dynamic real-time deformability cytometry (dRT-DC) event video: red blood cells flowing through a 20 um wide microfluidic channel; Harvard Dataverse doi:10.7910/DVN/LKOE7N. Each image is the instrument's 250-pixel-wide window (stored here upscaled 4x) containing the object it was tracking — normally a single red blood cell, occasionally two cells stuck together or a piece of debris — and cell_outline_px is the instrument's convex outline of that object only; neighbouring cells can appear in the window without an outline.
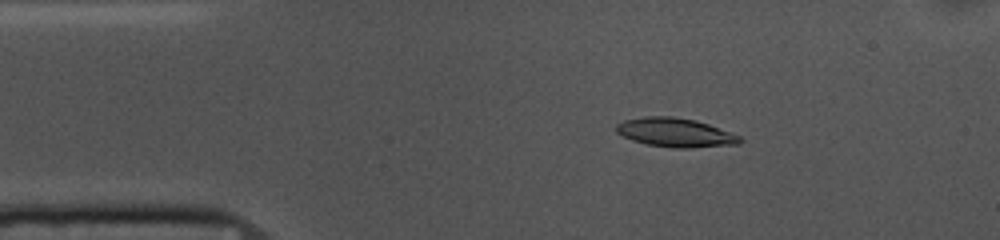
{"species": "common noctule bat (a hibernating species)", "species_latin": "Nyctalus noctula", "temperature_condition": "cold", "stored_images_in_passage": 52, "camera_frame_rate_fps": 3000, "um_per_image_px": 0.085, "animal": {"sex": "female", "body_mass_g": 10.0, "forearm_length_mm": 53.1}, "frame": {"image": 1, "passage_image": 7, "time_ms": 2.0, "image_size_px": [1000, 240], "cell_outline_px": [[744, 140], [740, 144], [688, 148], [680, 148], [648, 144], [632, 140], [616, 132], [616, 124], [624, 120], [644, 116], [672, 116], [696, 120], [708, 124], [740, 136]], "centroid_in_image_um": [57.41, 11.26], "position_along_channel_um": 27.6, "area_um2": 20.75}}
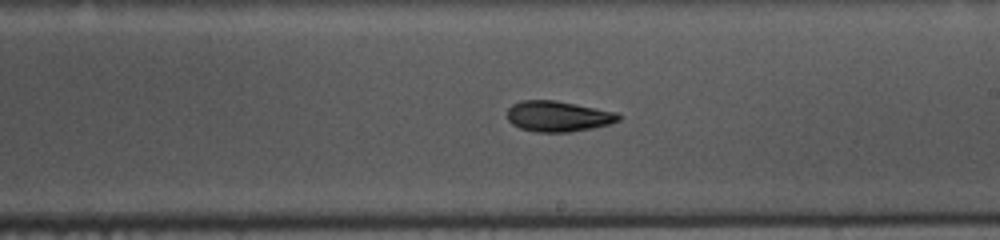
{"frame": {"image": 2, "passage_image": 28, "time_ms": 9.0, "image_size_px": [1000, 240], "cell_outline_px": [[620, 120], [612, 124], [572, 132], [536, 132], [520, 128], [512, 124], [508, 120], [508, 108], [512, 104], [520, 100], [556, 100], [616, 112], [620, 116]], "centroid_in_image_um": [47.43, 9.89], "position_along_channel_um": 241.6, "area_um2": 20.0}}
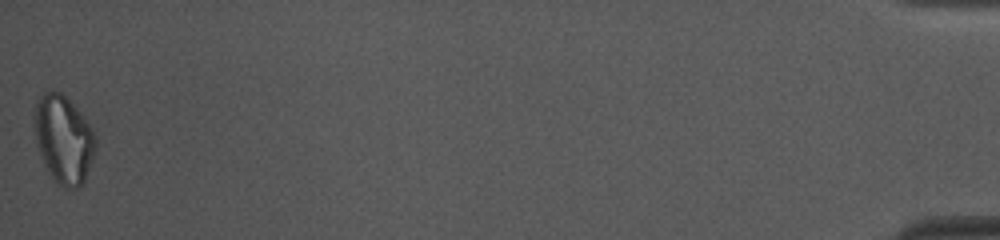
{"frame": {"image": 3, "passage_image": 52, "time_ms": 17.0, "image_size_px": [1000, 240], "cell_outline_px": [[96, 148], [92, 160], [84, 180], [80, 188], [64, 188], [56, 184], [48, 172], [36, 144], [32, 124], [36, 104], [40, 96], [44, 92], [52, 88], [60, 92], [80, 112], [92, 128], [96, 136]], "centroid_in_image_um": [5.38, 11.84], "position_along_channel_um": 429.8, "area_um2": 31.67}, "authors_computed_cell_mechanics": {"area_um2": 20.1433, "velocity_mm_per_s": 3.6542, "shape_relaxation_time_tau1_ms": 4.5437, "shape_relaxation_time_tau2_ms": 5.3727, "deformation_change_tau1": 0.1532, "deformation_change_tau2": 0.1159}}